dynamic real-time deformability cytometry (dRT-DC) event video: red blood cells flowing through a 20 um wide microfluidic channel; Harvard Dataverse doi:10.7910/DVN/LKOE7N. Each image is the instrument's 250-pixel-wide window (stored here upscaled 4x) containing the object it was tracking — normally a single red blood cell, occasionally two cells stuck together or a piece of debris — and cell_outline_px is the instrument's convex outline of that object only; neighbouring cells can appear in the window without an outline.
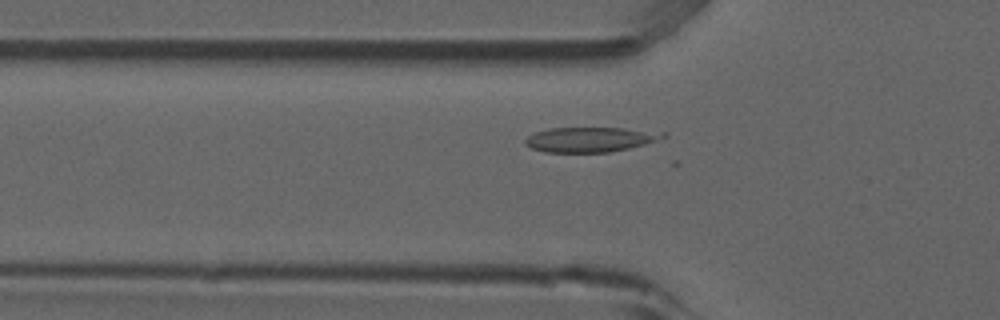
{"species": "common noctule bat (a hibernating species)", "species_latin": "Nyctalus noctula", "temperature_condition": "room temperature", "stored_images_in_passage": 51, "camera_frame_rate_fps": 3000, "um_per_image_px": 0.085, "animal": {"sex": "male", "forearm_length_mm": 52.5}, "frame": {"image": 1, "passage_image": 15, "time_ms": 4.667, "image_size_px": [1000, 320], "cell_outline_px": [[668, 136], [644, 144], [628, 148], [608, 152], [544, 152], [532, 148], [524, 144], [524, 140], [528, 136], [536, 132], [552, 128], [620, 128], [664, 132]], "centroid_in_image_um": [50.14, 11.86], "position_along_channel_um": 75.7, "area_um2": 19.71}}
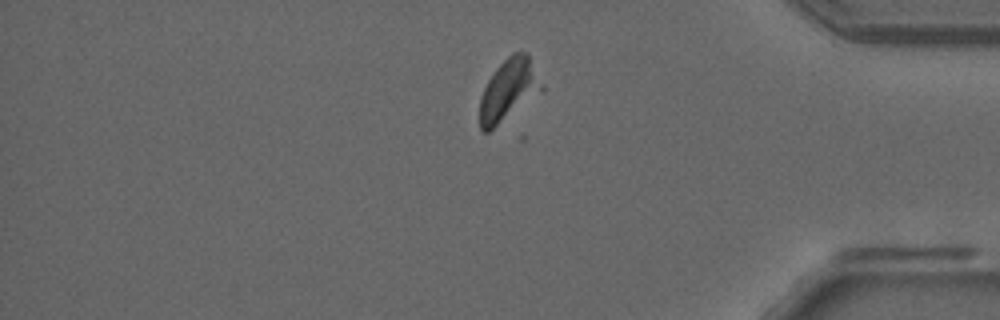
{"frame": {"image": 2, "passage_image": 42, "time_ms": 13.667, "image_size_px": [1000, 320], "cell_outline_px": [[544, 92], [488, 132], [484, 132], [480, 128], [480, 96], [488, 80], [496, 68], [512, 52], [528, 52], [544, 84]], "centroid_in_image_um": [43.29, 7.63], "position_along_channel_um": 391.9, "area_um2": 22.72}}
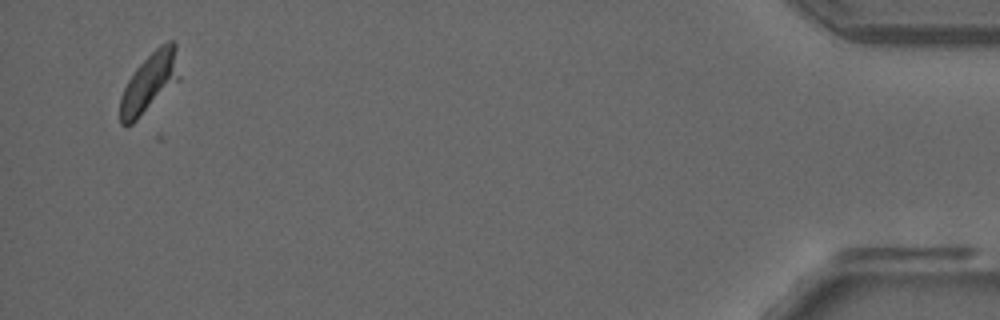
{"frame": {"image": 3, "passage_image": 49, "time_ms": 16.0, "image_size_px": [1000, 320], "cell_outline_px": [[180, 80], [132, 124], [124, 128], [120, 124], [120, 96], [128, 80], [136, 68], [160, 44], [168, 40], [176, 40], [180, 76]], "centroid_in_image_um": [12.73, 7.0], "position_along_channel_um": 422.5, "area_um2": 20.81}}